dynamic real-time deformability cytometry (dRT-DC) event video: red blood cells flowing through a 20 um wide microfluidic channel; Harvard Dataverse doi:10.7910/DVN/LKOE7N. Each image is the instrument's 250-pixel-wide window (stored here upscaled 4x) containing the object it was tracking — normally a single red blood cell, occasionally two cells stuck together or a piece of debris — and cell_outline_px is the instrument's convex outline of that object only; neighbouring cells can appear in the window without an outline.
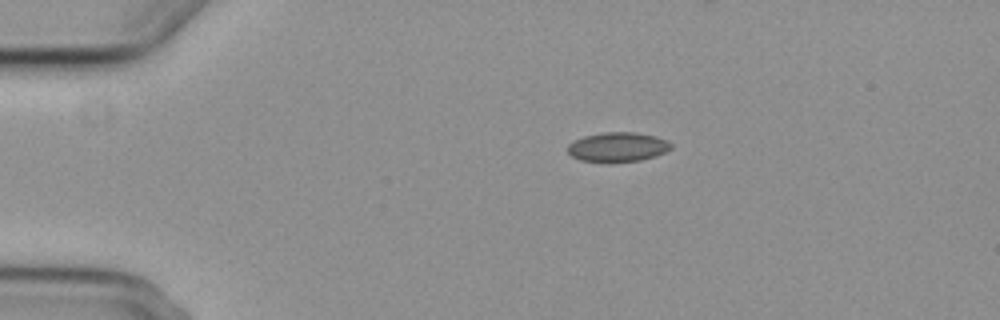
{"species": "common noctule bat (a hibernating species)", "species_latin": "Nyctalus noctula", "temperature_condition": "cold", "stored_images_in_passage": 4, "camera_frame_rate_fps": 3000, "um_per_image_px": 0.085, "animal": {"sex": "female", "body_mass_g": 29.2, "forearm_length_mm": 56.3}, "frame": {"image": 1, "passage_image": 1, "time_ms": 0.0, "image_size_px": [1000, 320], "cell_outline_px": [[672, 148], [656, 156], [640, 160], [580, 160], [572, 156], [568, 152], [568, 144], [584, 136], [604, 132], [636, 132], [656, 136], [668, 140], [672, 144]], "centroid_in_image_um": [52.55, 12.46], "position_along_channel_um": 32.4, "area_um2": 17.28}}
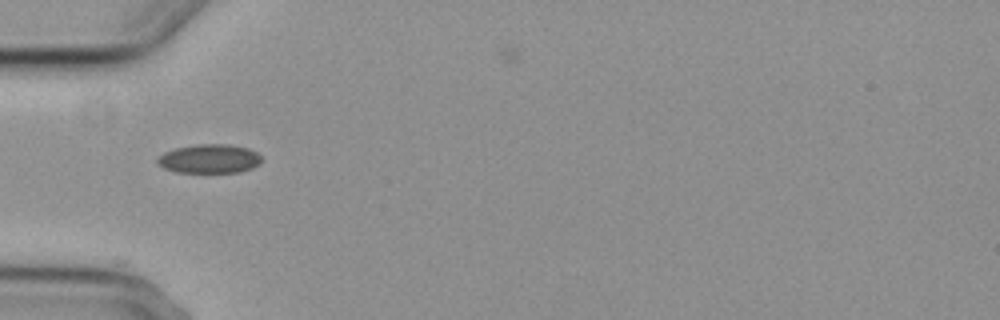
{"frame": {"image": 2, "passage_image": 3, "time_ms": 2.333, "image_size_px": [1000, 320], "cell_outline_px": [[260, 164], [252, 168], [240, 172], [176, 172], [164, 168], [156, 160], [164, 152], [176, 148], [200, 144], [228, 144], [248, 148], [256, 152], [260, 156]], "centroid_in_image_um": [17.82, 13.49], "position_along_channel_um": 67.2, "area_um2": 17.4}}